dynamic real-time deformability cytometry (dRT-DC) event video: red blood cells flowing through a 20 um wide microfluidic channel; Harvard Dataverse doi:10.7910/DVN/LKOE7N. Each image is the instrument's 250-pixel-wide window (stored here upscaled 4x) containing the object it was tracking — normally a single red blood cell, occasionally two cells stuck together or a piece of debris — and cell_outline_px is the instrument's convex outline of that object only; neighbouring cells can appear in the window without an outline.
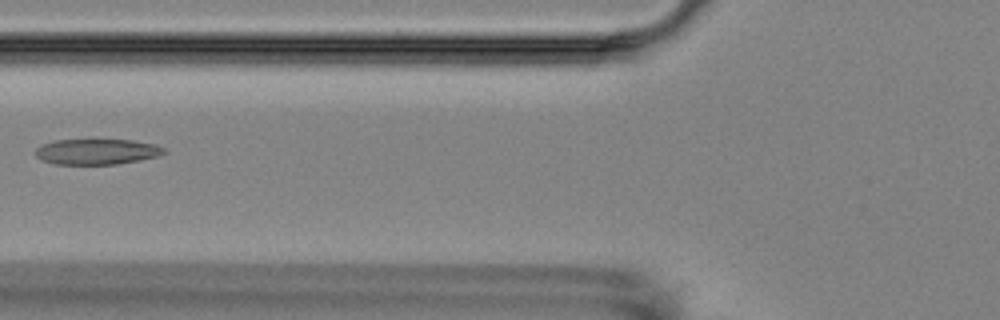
{"species": "Egyptian fruit bat (a non-hibernating species)", "species_latin": "Rousettus aegyptiacus", "temperature_condition": "room temperature", "stored_images_in_passage": 7, "camera_frame_rate_fps": 3000, "um_per_image_px": 0.085, "animal": {"sex": "female"}, "frame": {"image": 1, "passage_image": 2, "time_ms": 1.333, "image_size_px": [1000, 320], "cell_outline_px": [[168, 152], [156, 156], [140, 160], [116, 164], [56, 164], [40, 160], [36, 156], [36, 148], [40, 144], [56, 140], [132, 140], [156, 144], [164, 148]], "centroid_in_image_um": [8.22, 12.89], "position_along_channel_um": 117.6, "area_um2": 19.19}}
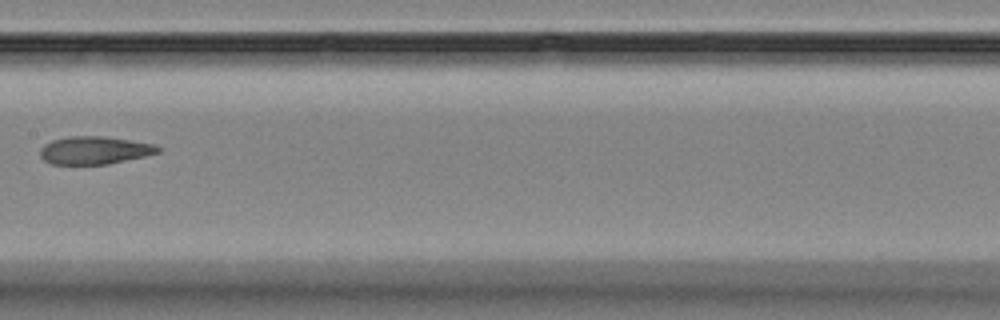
{"frame": {"image": 2, "passage_image": 4, "time_ms": 3.667, "image_size_px": [1000, 320], "cell_outline_px": [[160, 152], [144, 156], [108, 164], [52, 164], [44, 160], [40, 156], [40, 148], [44, 144], [52, 140], [68, 136], [104, 136], [156, 144], [160, 148]], "centroid_in_image_um": [8.02, 12.77], "position_along_channel_um": 199.4, "area_um2": 19.13}}
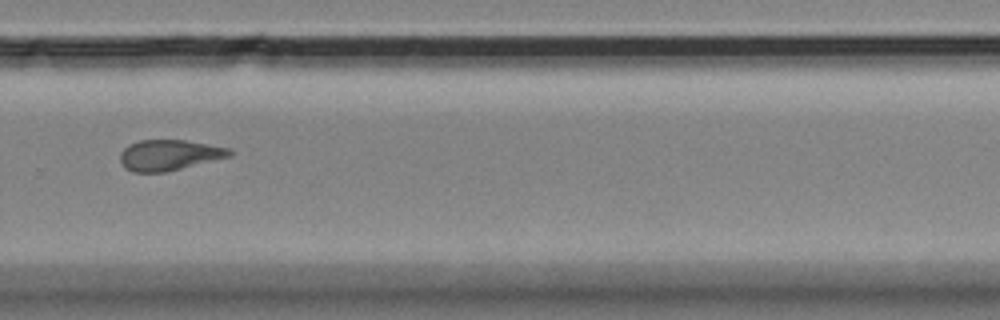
{"frame": {"image": 3, "passage_image": 7, "time_ms": 7.0, "image_size_px": [1000, 320], "cell_outline_px": [[232, 156], [164, 172], [132, 172], [124, 168], [120, 160], [120, 152], [128, 144], [140, 140], [184, 140], [228, 148], [232, 152]], "centroid_in_image_um": [14.33, 13.18], "position_along_channel_um": 315.5, "area_um2": 19.42}}